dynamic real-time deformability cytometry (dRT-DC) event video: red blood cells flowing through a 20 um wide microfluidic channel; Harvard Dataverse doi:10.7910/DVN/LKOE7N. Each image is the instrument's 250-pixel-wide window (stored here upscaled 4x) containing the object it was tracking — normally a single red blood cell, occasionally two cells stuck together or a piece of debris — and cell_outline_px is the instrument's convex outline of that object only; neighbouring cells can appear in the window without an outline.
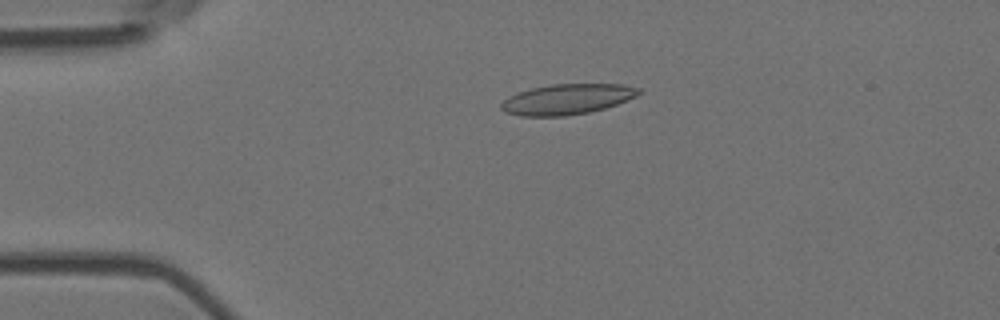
{"species": "Egyptian fruit bat (a non-hibernating species)", "species_latin": "Rousettus aegyptiacus", "temperature_condition": "room temperature", "stored_images_in_passage": 5, "camera_frame_rate_fps": 3000, "um_per_image_px": 0.085, "animal": {"sex": "female"}, "frame": {"image": 1, "passage_image": 4, "time_ms": 1.0, "image_size_px": [1000, 320], "cell_outline_px": [[640, 92], [636, 96], [616, 104], [604, 108], [588, 112], [564, 116], [520, 116], [504, 112], [500, 108], [500, 104], [508, 96], [516, 92], [532, 88], [552, 84], [624, 84], [640, 88]], "centroid_in_image_um": [48.16, 8.43], "position_along_channel_um": 36.8, "area_um2": 24.39}}